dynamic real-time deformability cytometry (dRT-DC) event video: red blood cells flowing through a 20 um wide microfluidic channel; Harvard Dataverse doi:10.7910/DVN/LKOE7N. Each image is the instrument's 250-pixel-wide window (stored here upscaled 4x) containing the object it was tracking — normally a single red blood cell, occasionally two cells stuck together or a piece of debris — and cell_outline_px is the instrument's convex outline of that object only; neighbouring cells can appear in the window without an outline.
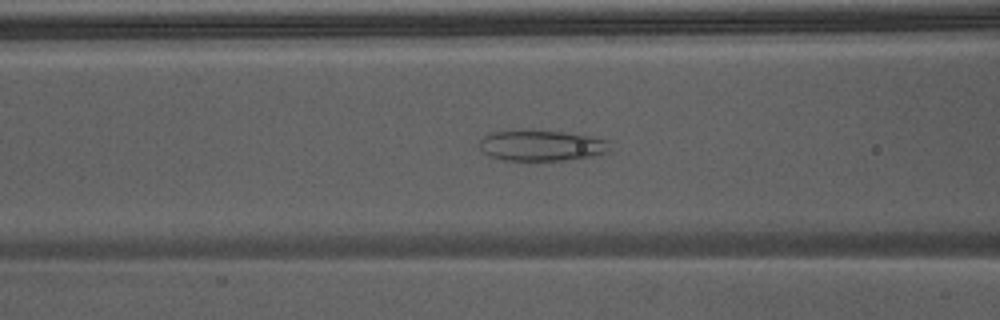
{"species": "Egyptian fruit bat (a non-hibernating species)", "species_latin": "Rousettus aegyptiacus", "temperature_condition": "warm", "stored_images_in_passage": 49, "camera_frame_rate_fps": 3000, "um_per_image_px": 0.085, "animal": {"sex": "male"}, "frame": {"image": 1, "passage_image": 22, "time_ms": 7.0, "image_size_px": [1000, 320], "cell_outline_px": [[608, 152], [592, 156], [564, 160], [504, 160], [488, 156], [480, 148], [480, 140], [484, 136], [492, 132], [564, 132], [588, 136], [608, 140]], "centroid_in_image_um": [46.02, 12.4], "position_along_channel_um": 120.6, "area_um2": 22.6}, "authors_computed_cell_mechanics": {"area_um2": 29.0156, "velocity_mm_per_s": 4.3513, "shape_relaxation_time_tau1_ms": null, "shape_relaxation_time_tau2_ms": 0.7881, "deformation_change_tau1": null, "deformation_change_tau2": 0.0829}}